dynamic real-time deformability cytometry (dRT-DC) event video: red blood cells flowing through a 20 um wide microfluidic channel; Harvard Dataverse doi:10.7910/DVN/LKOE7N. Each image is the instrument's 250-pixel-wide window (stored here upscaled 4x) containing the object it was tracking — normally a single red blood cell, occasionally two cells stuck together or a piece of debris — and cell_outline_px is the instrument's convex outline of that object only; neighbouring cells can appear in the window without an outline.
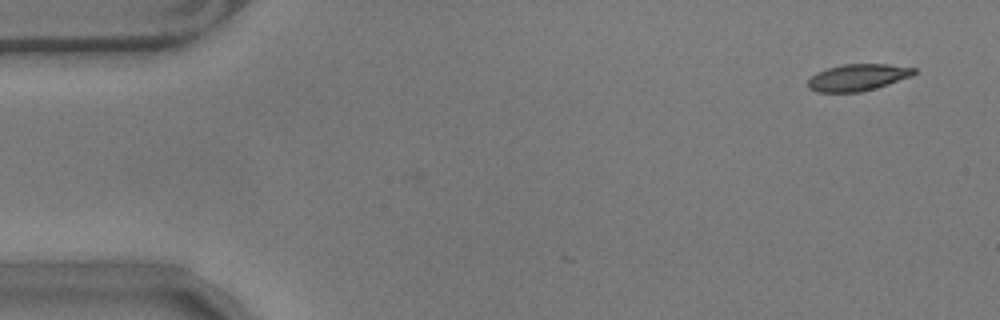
{"species": "common noctule bat (a hibernating species)", "species_latin": "Nyctalus noctula", "temperature_condition": "warm", "stored_images_in_passage": 7, "camera_frame_rate_fps": 3000, "um_per_image_px": 0.085, "animal": {"sex": "male", "body_mass_g": 17.9}, "frame": {"image": 1, "passage_image": 2, "time_ms": 0.333, "image_size_px": [1000, 320], "cell_outline_px": [[916, 72], [912, 76], [876, 88], [860, 92], [816, 92], [808, 88], [808, 80], [816, 72], [828, 68], [844, 64], [888, 64], [916, 68]], "centroid_in_image_um": [72.9, 6.58], "position_along_channel_um": 12.1, "area_um2": 16.53}}